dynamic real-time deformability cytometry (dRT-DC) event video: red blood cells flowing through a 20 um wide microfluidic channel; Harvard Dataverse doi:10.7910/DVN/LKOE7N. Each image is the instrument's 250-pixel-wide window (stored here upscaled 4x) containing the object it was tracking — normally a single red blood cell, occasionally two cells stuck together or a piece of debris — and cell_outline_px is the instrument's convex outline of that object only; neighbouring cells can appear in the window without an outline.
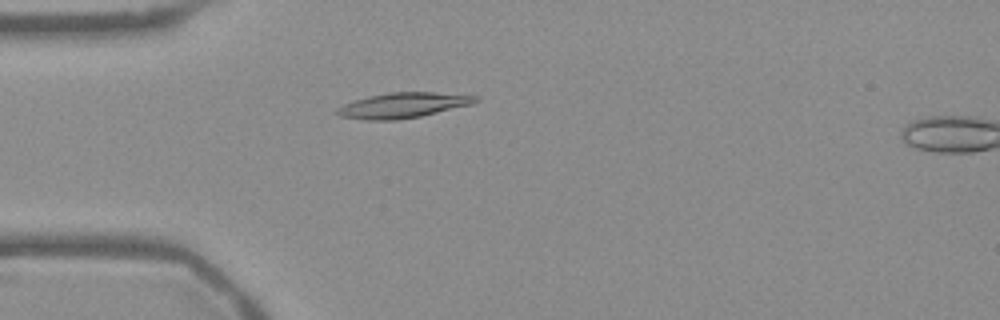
{"species": "Egyptian fruit bat (a non-hibernating species)", "species_latin": "Rousettus aegyptiacus", "temperature_condition": "warm", "stored_images_in_passage": 6, "camera_frame_rate_fps": 3000, "um_per_image_px": 0.085, "frame": {"image": 1, "passage_image": 4, "time_ms": 1.0, "image_size_px": [1000, 320], "cell_outline_px": [[480, 100], [472, 104], [420, 116], [396, 120], [364, 120], [340, 116], [332, 112], [336, 108], [344, 104], [368, 96], [388, 92], [432, 92], [480, 96]], "centroid_in_image_um": [34.23, 8.95], "position_along_channel_um": 50.8, "area_um2": 20.4}}